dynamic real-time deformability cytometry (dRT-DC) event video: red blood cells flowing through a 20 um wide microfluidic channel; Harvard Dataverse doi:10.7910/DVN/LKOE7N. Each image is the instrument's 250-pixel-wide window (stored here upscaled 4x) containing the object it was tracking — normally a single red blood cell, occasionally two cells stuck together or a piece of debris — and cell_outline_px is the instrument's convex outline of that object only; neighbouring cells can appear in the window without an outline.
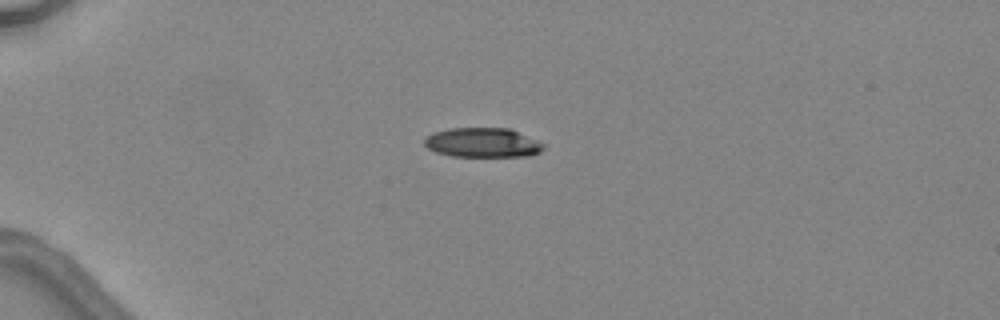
{"species": "common noctule bat (a hibernating species)", "species_latin": "Nyctalus noctula", "temperature_condition": "warm", "stored_images_in_passage": 3, "camera_frame_rate_fps": 3000, "um_per_image_px": 0.085, "animal": {"sex": "female", "body_mass_g": 24.6, "forearm_length_mm": 56.2}, "frame": {"image": 1, "passage_image": 1, "time_ms": 0.0, "image_size_px": [1000, 320], "cell_outline_px": [[544, 148], [540, 152], [528, 156], [452, 156], [436, 152], [428, 148], [424, 144], [424, 140], [432, 132], [448, 128], [508, 128], [536, 140], [544, 144]], "centroid_in_image_um": [41.0, 12.12], "position_along_channel_um": 44.0, "area_um2": 20.35}}